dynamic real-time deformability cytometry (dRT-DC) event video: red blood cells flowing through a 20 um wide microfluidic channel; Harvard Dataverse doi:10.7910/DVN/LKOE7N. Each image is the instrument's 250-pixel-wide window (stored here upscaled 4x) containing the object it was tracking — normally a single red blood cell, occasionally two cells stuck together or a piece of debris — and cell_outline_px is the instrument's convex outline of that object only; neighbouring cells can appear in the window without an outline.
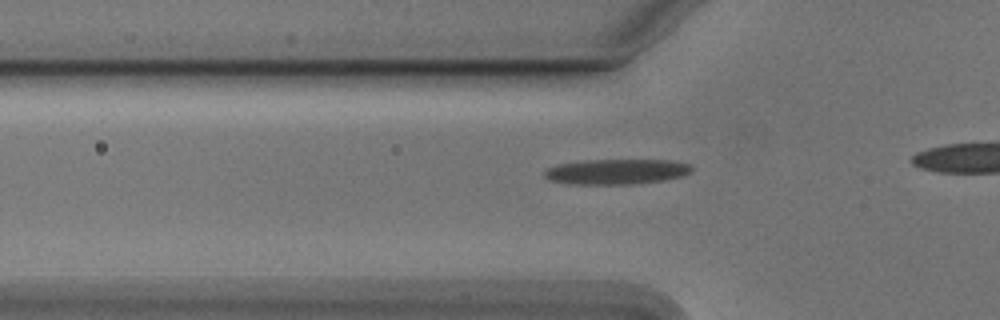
{"species": "Egyptian fruit bat (a non-hibernating species)", "species_latin": "Rousettus aegyptiacus", "temperature_condition": "cold", "stored_images_in_passage": 14, "camera_frame_rate_fps": 3000, "um_per_image_px": 0.085, "animal": {"sex": "male"}, "frame": {"image": 1, "passage_image": 8, "time_ms": 2.333, "image_size_px": [1000, 320], "cell_outline_px": [[692, 172], [680, 176], [664, 180], [632, 184], [572, 184], [548, 180], [544, 176], [544, 172], [548, 168], [556, 164], [584, 160], [668, 160], [688, 164], [692, 168]], "centroid_in_image_um": [52.35, 14.59], "position_along_channel_um": 73.4, "area_um2": 21.62}}
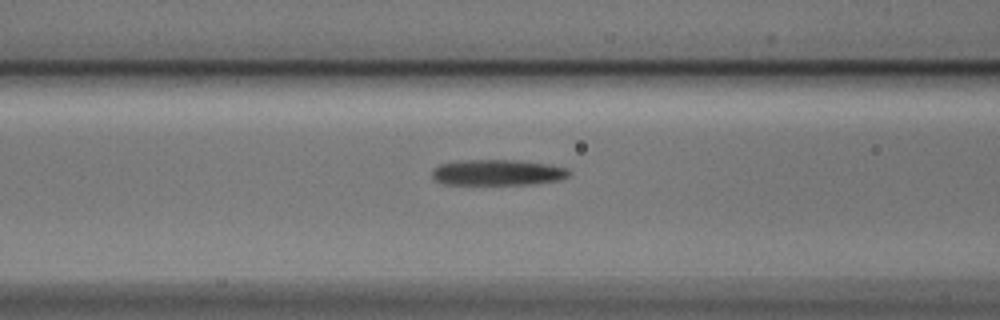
{"frame": {"image": 2, "passage_image": 12, "time_ms": 3.667, "image_size_px": [1000, 320], "cell_outline_px": [[572, 172], [568, 176], [556, 180], [532, 184], [444, 184], [436, 180], [432, 176], [432, 168], [440, 164], [460, 160], [512, 160], [544, 164], [564, 168]], "centroid_in_image_um": [42.22, 14.66], "position_along_channel_um": 124.4, "area_um2": 20.29}}